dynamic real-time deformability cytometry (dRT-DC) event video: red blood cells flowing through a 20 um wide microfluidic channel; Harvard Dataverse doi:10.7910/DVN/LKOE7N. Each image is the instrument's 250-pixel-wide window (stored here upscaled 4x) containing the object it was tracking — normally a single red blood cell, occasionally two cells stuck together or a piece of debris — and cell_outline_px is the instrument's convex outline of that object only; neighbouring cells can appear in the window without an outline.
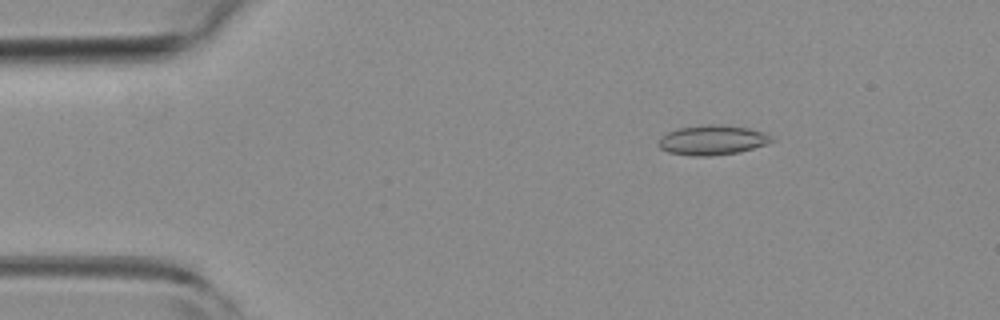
{"species": "common noctule bat (a hibernating species)", "species_latin": "Nyctalus noctula", "temperature_condition": "room temperature", "stored_images_in_passage": 52, "camera_frame_rate_fps": 3000, "um_per_image_px": 0.085, "animal": {"sex": "female", "body_mass_g": 19.3, "forearm_length_mm": 54.1}, "frame": {"image": 1, "passage_image": 8, "time_ms": 2.333, "image_size_px": [1000, 320], "cell_outline_px": [[772, 140], [768, 144], [740, 152], [712, 156], [692, 156], [668, 152], [660, 148], [656, 144], [660, 136], [668, 132], [680, 128], [708, 124], [716, 124], [748, 128], [764, 132], [772, 136]], "centroid_in_image_um": [60.53, 11.91], "position_along_channel_um": 24.5, "area_um2": 19.71}}
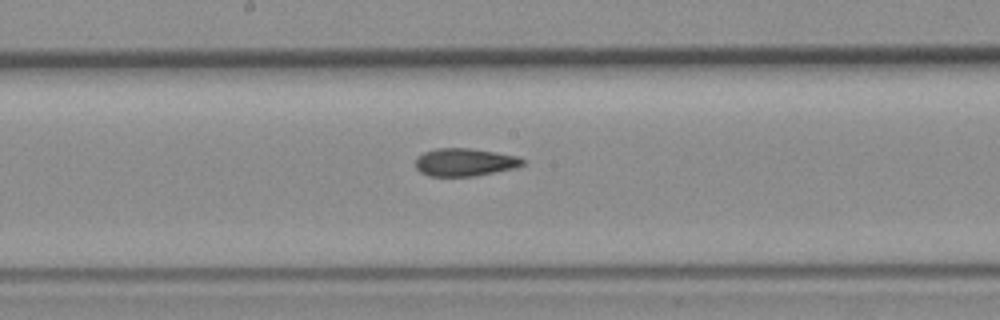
{"frame": {"image": 2, "passage_image": 27, "time_ms": 8.667, "image_size_px": [1000, 320], "cell_outline_px": [[524, 164], [516, 168], [476, 176], [428, 176], [420, 172], [416, 168], [416, 156], [424, 152], [436, 148], [468, 148], [496, 152], [520, 156], [524, 160]], "centroid_in_image_um": [39.51, 13.79], "position_along_channel_um": 208.7, "area_um2": 17.57}}
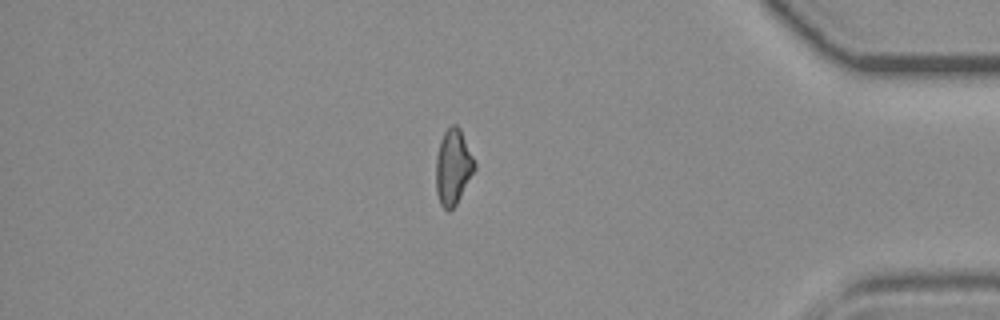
{"frame": {"image": 3, "passage_image": 44, "time_ms": 14.333, "image_size_px": [1000, 320], "cell_outline_px": [[476, 168], [456, 204], [448, 212], [440, 204], [436, 192], [436, 156], [440, 140], [444, 132], [452, 124], [456, 124], [460, 128], [476, 164]], "centroid_in_image_um": [38.5, 14.19], "position_along_channel_um": 396.7, "area_um2": 16.94}, "authors_computed_cell_mechanics": {"area_um2": 17.7446, "velocity_mm_per_s": 3.9596, "shape_relaxation_time_tau1_ms": null, "shape_relaxation_time_tau2_ms": 3.8921, "deformation_change_tau1": null, "deformation_change_tau2": 0.1157}}